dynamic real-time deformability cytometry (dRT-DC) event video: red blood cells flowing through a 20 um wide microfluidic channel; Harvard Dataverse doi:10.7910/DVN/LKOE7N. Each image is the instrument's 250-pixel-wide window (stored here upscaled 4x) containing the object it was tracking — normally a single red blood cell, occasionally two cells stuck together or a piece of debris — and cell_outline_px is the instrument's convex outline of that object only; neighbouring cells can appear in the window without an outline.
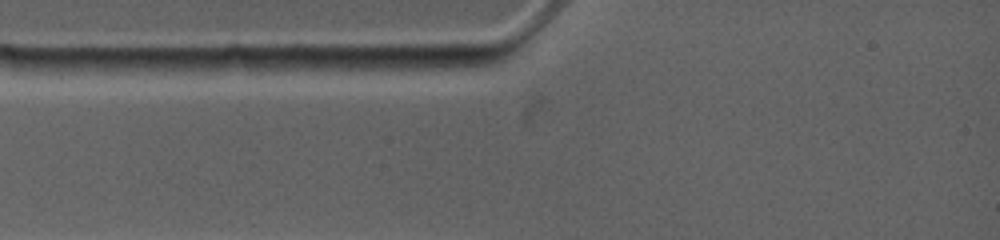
{"species": "common noctule bat (a hibernating species)", "species_latin": "Nyctalus noctula", "temperature_condition": "warm", "stored_images_in_passage": 2, "camera_frame_rate_fps": 4500, "um_per_image_px": 0.085, "animal": {"sex": "female", "body_mass_g": 19.0, "forearm_length_mm": 53.3}, "frame": {"image": 1, "passage_image": 1, "time_ms": 0.0, "image_size_px": [1000, 240], "cell_outline_px": [[260, 72], [220, 76], [196, 76], [136, 68], [136, 60], [228, 56], [248, 56], [260, 68]], "centroid_in_image_um": [17.18, 5.59], "position_along_channel_um": 67.8, "area_um2": 13.76}}